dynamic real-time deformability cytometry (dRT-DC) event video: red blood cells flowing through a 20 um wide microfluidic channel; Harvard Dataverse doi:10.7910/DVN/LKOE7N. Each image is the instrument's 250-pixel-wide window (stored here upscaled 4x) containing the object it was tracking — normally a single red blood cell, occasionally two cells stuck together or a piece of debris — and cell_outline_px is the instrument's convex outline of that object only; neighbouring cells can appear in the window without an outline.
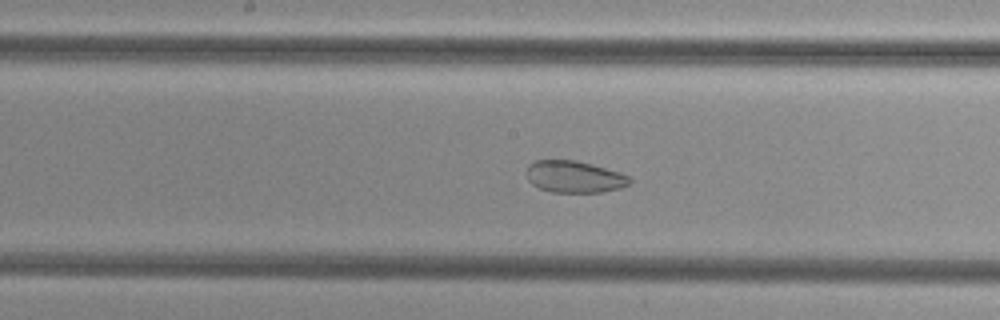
{"species": "common noctule bat (a hibernating species)", "species_latin": "Nyctalus noctula", "temperature_condition": "cold", "stored_images_in_passage": 45, "camera_frame_rate_fps": 3000, "um_per_image_px": 0.085, "animal": {"sex": "female", "body_mass_g": 29.2, "forearm_length_mm": 56.3}, "frame": {"image": 1, "passage_image": 20, "time_ms": 6.333, "image_size_px": [1000, 320], "cell_outline_px": [[632, 184], [620, 188], [600, 192], [552, 192], [540, 188], [532, 184], [528, 180], [528, 164], [536, 160], [576, 160], [592, 164], [620, 172], [628, 176], [632, 180]], "centroid_in_image_um": [48.85, 15.02], "position_along_channel_um": 199.3, "area_um2": 19.13}}
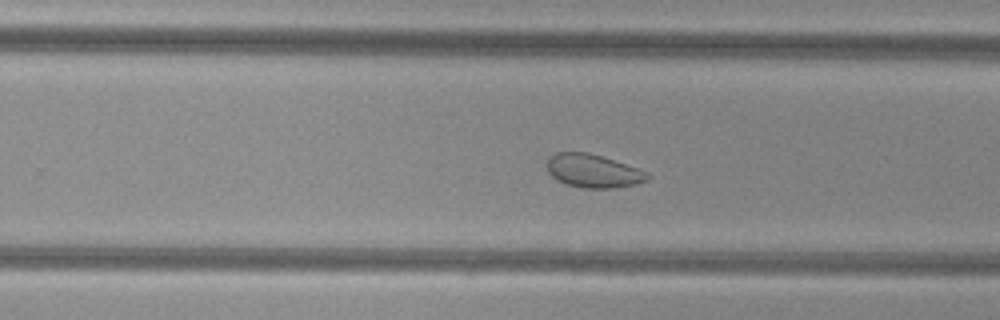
{"frame": {"image": 2, "passage_image": 26, "time_ms": 8.333, "image_size_px": [1000, 320], "cell_outline_px": [[652, 176], [648, 180], [636, 184], [616, 188], [580, 188], [556, 180], [548, 172], [548, 156], [556, 152], [588, 152], [640, 168], [648, 172]], "centroid_in_image_um": [50.45, 14.53], "position_along_channel_um": 279.3, "area_um2": 19.77}}